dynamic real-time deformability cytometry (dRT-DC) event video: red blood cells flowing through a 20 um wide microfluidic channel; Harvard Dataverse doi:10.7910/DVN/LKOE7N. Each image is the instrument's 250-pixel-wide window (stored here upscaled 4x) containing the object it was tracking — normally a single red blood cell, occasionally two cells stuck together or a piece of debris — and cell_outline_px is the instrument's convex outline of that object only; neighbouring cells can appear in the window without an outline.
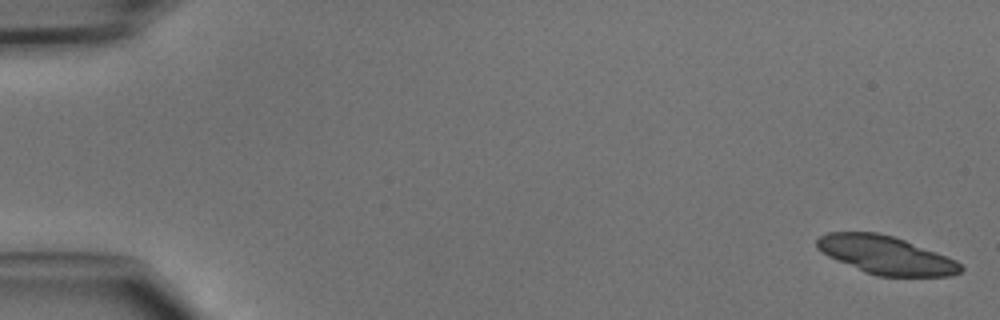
{"species": "common noctule bat (a hibernating species)", "species_latin": "Nyctalus noctula", "temperature_condition": "cold", "stored_images_in_passage": 47, "camera_frame_rate_fps": 3000, "um_per_image_px": 0.085, "animal": {"sex": "male", "body_mass_g": 15.6}, "frame": {"image": 1, "passage_image": 1, "time_ms": 0.0, "image_size_px": [1000, 320], "cell_outline_px": [[964, 268], [960, 272], [952, 276], [876, 276], [864, 272], [836, 260], [820, 252], [816, 248], [816, 240], [820, 236], [828, 232], [876, 232], [892, 236], [904, 240], [936, 252], [956, 260]], "centroid_in_image_um": [75.26, 21.69], "position_along_channel_um": 9.7, "area_um2": 31.91}}